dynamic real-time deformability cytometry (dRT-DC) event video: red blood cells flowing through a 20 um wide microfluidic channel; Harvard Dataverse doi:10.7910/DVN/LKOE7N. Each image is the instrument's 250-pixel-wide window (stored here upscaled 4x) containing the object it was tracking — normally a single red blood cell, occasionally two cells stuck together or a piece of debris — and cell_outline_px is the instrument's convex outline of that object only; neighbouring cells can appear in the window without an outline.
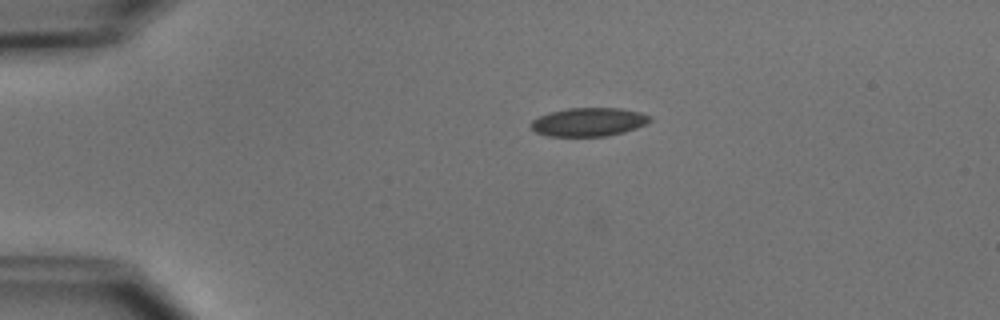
{"species": "common noctule bat (a hibernating species)", "species_latin": "Nyctalus noctula", "temperature_condition": "cold", "stored_images_in_passage": 6, "camera_frame_rate_fps": 3000, "um_per_image_px": 0.085, "animal": {"sex": "male", "body_mass_g": 15.6}, "frame": {"image": 1, "passage_image": 5, "time_ms": 4.667, "image_size_px": [1000, 320], "cell_outline_px": [[652, 120], [636, 128], [608, 136], [548, 136], [536, 132], [532, 128], [532, 120], [548, 112], [568, 108], [620, 108], [640, 112], [652, 116]], "centroid_in_image_um": [50.05, 10.36], "position_along_channel_um": 34.9, "area_um2": 19.71}}